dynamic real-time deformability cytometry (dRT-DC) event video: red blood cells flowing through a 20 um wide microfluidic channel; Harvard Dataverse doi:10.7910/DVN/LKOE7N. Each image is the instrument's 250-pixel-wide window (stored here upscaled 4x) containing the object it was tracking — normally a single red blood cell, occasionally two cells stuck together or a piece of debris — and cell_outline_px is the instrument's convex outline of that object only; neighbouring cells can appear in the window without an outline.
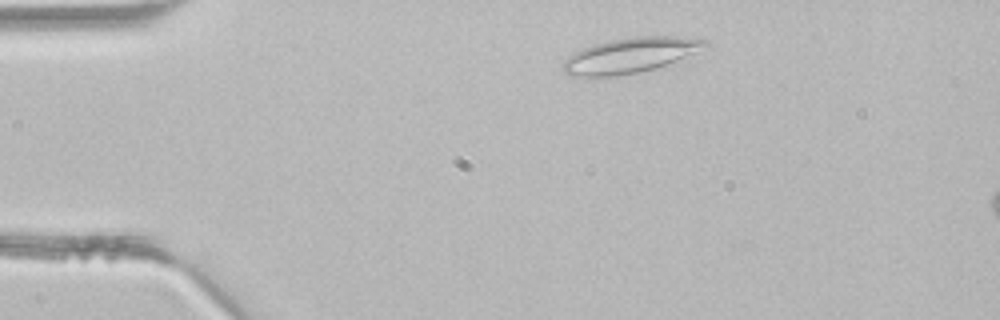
{"species": "common noctule bat (a hibernating species)", "species_latin": "Nyctalus noctula", "temperature_condition": "room temperature", "stored_images_in_passage": 2, "camera_frame_rate_fps": 3000, "um_per_image_px": 0.085, "animal": {"sex": "male", "body_mass_g": 21.5, "forearm_length_mm": 52.0}, "frame": {"image": 1, "passage_image": 1, "time_ms": 0.0, "image_size_px": [1000, 320], "cell_outline_px": [[708, 48], [676, 60], [640, 72], [612, 76], [572, 76], [564, 72], [564, 60], [568, 56], [592, 44], [608, 40], [636, 36], [676, 36], [708, 40]], "centroid_in_image_um": [53.59, 4.68], "position_along_channel_um": 31.4, "area_um2": 28.78}}